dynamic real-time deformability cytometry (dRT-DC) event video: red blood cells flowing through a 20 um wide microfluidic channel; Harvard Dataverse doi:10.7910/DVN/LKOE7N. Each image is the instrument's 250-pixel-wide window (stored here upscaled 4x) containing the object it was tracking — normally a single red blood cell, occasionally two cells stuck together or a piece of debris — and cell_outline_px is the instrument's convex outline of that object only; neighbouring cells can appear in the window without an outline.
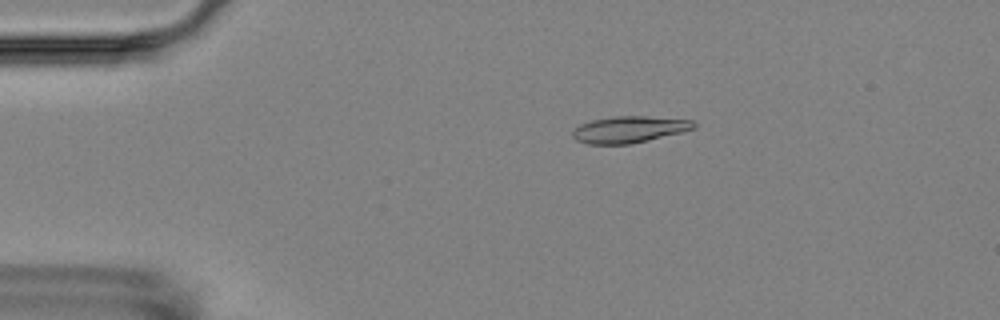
{"species": "Egyptian fruit bat (a non-hibernating species)", "species_latin": "Rousettus aegyptiacus", "temperature_condition": "room temperature", "stored_images_in_passage": 6, "camera_frame_rate_fps": 3000, "um_per_image_px": 0.085, "animal": {"sex": "female"}, "frame": {"image": 1, "passage_image": 3, "time_ms": 2.333, "image_size_px": [1000, 320], "cell_outline_px": [[696, 128], [632, 144], [588, 144], [576, 140], [572, 136], [572, 132], [580, 124], [592, 120], [612, 116], [644, 116], [692, 120], [696, 124]], "centroid_in_image_um": [53.46, 11.0], "position_along_channel_um": 31.5, "area_um2": 18.67}}